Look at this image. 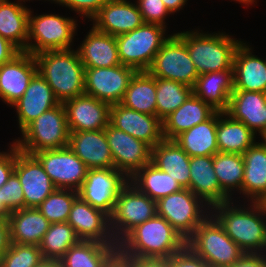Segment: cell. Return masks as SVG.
<instances>
[{"label":"cell","instance_id":"6da1fadb","mask_svg":"<svg viewBox=\"0 0 266 267\" xmlns=\"http://www.w3.org/2000/svg\"><path fill=\"white\" fill-rule=\"evenodd\" d=\"M245 203L214 205L210 215L245 253H266V203Z\"/></svg>","mask_w":266,"mask_h":267},{"label":"cell","instance_id":"7a4b0ae2","mask_svg":"<svg viewBox=\"0 0 266 267\" xmlns=\"http://www.w3.org/2000/svg\"><path fill=\"white\" fill-rule=\"evenodd\" d=\"M34 57L38 73L60 103L85 94V67L77 49L44 51Z\"/></svg>","mask_w":266,"mask_h":267},{"label":"cell","instance_id":"3957f363","mask_svg":"<svg viewBox=\"0 0 266 267\" xmlns=\"http://www.w3.org/2000/svg\"><path fill=\"white\" fill-rule=\"evenodd\" d=\"M186 44L189 56L198 75L233 71L234 56L237 48L243 42L225 32L203 33L196 30L176 33Z\"/></svg>","mask_w":266,"mask_h":267},{"label":"cell","instance_id":"277c9868","mask_svg":"<svg viewBox=\"0 0 266 267\" xmlns=\"http://www.w3.org/2000/svg\"><path fill=\"white\" fill-rule=\"evenodd\" d=\"M20 134L21 138L15 139L13 143L19 150L28 154L68 146L70 132L63 103L45 111Z\"/></svg>","mask_w":266,"mask_h":267},{"label":"cell","instance_id":"5b68a950","mask_svg":"<svg viewBox=\"0 0 266 267\" xmlns=\"http://www.w3.org/2000/svg\"><path fill=\"white\" fill-rule=\"evenodd\" d=\"M186 245L211 267H232L245 254L211 215L195 229Z\"/></svg>","mask_w":266,"mask_h":267},{"label":"cell","instance_id":"8992f818","mask_svg":"<svg viewBox=\"0 0 266 267\" xmlns=\"http://www.w3.org/2000/svg\"><path fill=\"white\" fill-rule=\"evenodd\" d=\"M77 20L60 14L34 15L30 10L26 52L71 49L77 31ZM33 42V43H32Z\"/></svg>","mask_w":266,"mask_h":267},{"label":"cell","instance_id":"52a82bcc","mask_svg":"<svg viewBox=\"0 0 266 267\" xmlns=\"http://www.w3.org/2000/svg\"><path fill=\"white\" fill-rule=\"evenodd\" d=\"M166 30L158 24L144 23L131 32L116 36L120 63L137 72L147 71L170 36L165 33Z\"/></svg>","mask_w":266,"mask_h":267},{"label":"cell","instance_id":"ba28073f","mask_svg":"<svg viewBox=\"0 0 266 267\" xmlns=\"http://www.w3.org/2000/svg\"><path fill=\"white\" fill-rule=\"evenodd\" d=\"M156 208L157 215L166 219L185 241L210 215V207L188 188L160 198Z\"/></svg>","mask_w":266,"mask_h":267},{"label":"cell","instance_id":"9c48e42d","mask_svg":"<svg viewBox=\"0 0 266 267\" xmlns=\"http://www.w3.org/2000/svg\"><path fill=\"white\" fill-rule=\"evenodd\" d=\"M147 72L155 78L169 79L192 88L199 76L185 42L176 33L162 44Z\"/></svg>","mask_w":266,"mask_h":267},{"label":"cell","instance_id":"30bf717a","mask_svg":"<svg viewBox=\"0 0 266 267\" xmlns=\"http://www.w3.org/2000/svg\"><path fill=\"white\" fill-rule=\"evenodd\" d=\"M147 257H171L186 246V241L159 215L136 226L128 233Z\"/></svg>","mask_w":266,"mask_h":267},{"label":"cell","instance_id":"8fae6325","mask_svg":"<svg viewBox=\"0 0 266 267\" xmlns=\"http://www.w3.org/2000/svg\"><path fill=\"white\" fill-rule=\"evenodd\" d=\"M157 214L156 201L128 182L120 191L110 215V229L128 234Z\"/></svg>","mask_w":266,"mask_h":267},{"label":"cell","instance_id":"7c38bea8","mask_svg":"<svg viewBox=\"0 0 266 267\" xmlns=\"http://www.w3.org/2000/svg\"><path fill=\"white\" fill-rule=\"evenodd\" d=\"M128 182L129 179L115 168L88 169L77 192L82 200L110 216L120 191Z\"/></svg>","mask_w":266,"mask_h":267},{"label":"cell","instance_id":"4fadbf2b","mask_svg":"<svg viewBox=\"0 0 266 267\" xmlns=\"http://www.w3.org/2000/svg\"><path fill=\"white\" fill-rule=\"evenodd\" d=\"M33 155L40 161L57 189L78 191L85 181L88 168L68 146L42 150Z\"/></svg>","mask_w":266,"mask_h":267},{"label":"cell","instance_id":"5bb4252c","mask_svg":"<svg viewBox=\"0 0 266 267\" xmlns=\"http://www.w3.org/2000/svg\"><path fill=\"white\" fill-rule=\"evenodd\" d=\"M137 71L125 65L85 69L86 95L112 104L121 103L130 80Z\"/></svg>","mask_w":266,"mask_h":267},{"label":"cell","instance_id":"9a60e30c","mask_svg":"<svg viewBox=\"0 0 266 267\" xmlns=\"http://www.w3.org/2000/svg\"><path fill=\"white\" fill-rule=\"evenodd\" d=\"M105 135L113 157L114 168L130 179L138 170L151 162V147L112 126L105 128Z\"/></svg>","mask_w":266,"mask_h":267},{"label":"cell","instance_id":"2e32d148","mask_svg":"<svg viewBox=\"0 0 266 267\" xmlns=\"http://www.w3.org/2000/svg\"><path fill=\"white\" fill-rule=\"evenodd\" d=\"M89 242L103 267H138L148 258L129 234L109 231Z\"/></svg>","mask_w":266,"mask_h":267},{"label":"cell","instance_id":"e0dca14e","mask_svg":"<svg viewBox=\"0 0 266 267\" xmlns=\"http://www.w3.org/2000/svg\"><path fill=\"white\" fill-rule=\"evenodd\" d=\"M24 192L25 208H37L57 187L32 154L22 152L15 145V168Z\"/></svg>","mask_w":266,"mask_h":267},{"label":"cell","instance_id":"ac0fdd59","mask_svg":"<svg viewBox=\"0 0 266 267\" xmlns=\"http://www.w3.org/2000/svg\"><path fill=\"white\" fill-rule=\"evenodd\" d=\"M109 123L115 128L145 142L151 148L164 139L163 124L156 115L135 111L121 103L111 105Z\"/></svg>","mask_w":266,"mask_h":267},{"label":"cell","instance_id":"d6986e66","mask_svg":"<svg viewBox=\"0 0 266 267\" xmlns=\"http://www.w3.org/2000/svg\"><path fill=\"white\" fill-rule=\"evenodd\" d=\"M63 105L69 132L103 130L109 124L111 105L95 97L83 94Z\"/></svg>","mask_w":266,"mask_h":267},{"label":"cell","instance_id":"ffe728a7","mask_svg":"<svg viewBox=\"0 0 266 267\" xmlns=\"http://www.w3.org/2000/svg\"><path fill=\"white\" fill-rule=\"evenodd\" d=\"M38 72L34 55L21 51L11 61L0 66V99L12 106L25 93Z\"/></svg>","mask_w":266,"mask_h":267},{"label":"cell","instance_id":"44dd1931","mask_svg":"<svg viewBox=\"0 0 266 267\" xmlns=\"http://www.w3.org/2000/svg\"><path fill=\"white\" fill-rule=\"evenodd\" d=\"M91 21L97 30L115 37L145 23L136 2L128 0H109Z\"/></svg>","mask_w":266,"mask_h":267},{"label":"cell","instance_id":"7402d4cb","mask_svg":"<svg viewBox=\"0 0 266 267\" xmlns=\"http://www.w3.org/2000/svg\"><path fill=\"white\" fill-rule=\"evenodd\" d=\"M59 103L52 88L37 72L31 79L24 95L11 106L16 109L20 132L45 111Z\"/></svg>","mask_w":266,"mask_h":267},{"label":"cell","instance_id":"603a6c76","mask_svg":"<svg viewBox=\"0 0 266 267\" xmlns=\"http://www.w3.org/2000/svg\"><path fill=\"white\" fill-rule=\"evenodd\" d=\"M68 147L82 160L88 169L114 168L105 129L70 132Z\"/></svg>","mask_w":266,"mask_h":267},{"label":"cell","instance_id":"cb8c5ba5","mask_svg":"<svg viewBox=\"0 0 266 267\" xmlns=\"http://www.w3.org/2000/svg\"><path fill=\"white\" fill-rule=\"evenodd\" d=\"M225 112L261 138L266 134V93L234 90Z\"/></svg>","mask_w":266,"mask_h":267},{"label":"cell","instance_id":"d4e9b609","mask_svg":"<svg viewBox=\"0 0 266 267\" xmlns=\"http://www.w3.org/2000/svg\"><path fill=\"white\" fill-rule=\"evenodd\" d=\"M250 44L239 45L234 56V90L266 93V60L253 54Z\"/></svg>","mask_w":266,"mask_h":267},{"label":"cell","instance_id":"484cf974","mask_svg":"<svg viewBox=\"0 0 266 267\" xmlns=\"http://www.w3.org/2000/svg\"><path fill=\"white\" fill-rule=\"evenodd\" d=\"M189 189L210 208L232 201L221 189L213 167V156L190 157Z\"/></svg>","mask_w":266,"mask_h":267},{"label":"cell","instance_id":"4316f807","mask_svg":"<svg viewBox=\"0 0 266 267\" xmlns=\"http://www.w3.org/2000/svg\"><path fill=\"white\" fill-rule=\"evenodd\" d=\"M81 42L77 51L85 69L108 68L121 64L115 36L92 26Z\"/></svg>","mask_w":266,"mask_h":267},{"label":"cell","instance_id":"83f0119b","mask_svg":"<svg viewBox=\"0 0 266 267\" xmlns=\"http://www.w3.org/2000/svg\"><path fill=\"white\" fill-rule=\"evenodd\" d=\"M244 179L241 193L246 202L266 203V145L256 142L243 154Z\"/></svg>","mask_w":266,"mask_h":267},{"label":"cell","instance_id":"f1b7e54d","mask_svg":"<svg viewBox=\"0 0 266 267\" xmlns=\"http://www.w3.org/2000/svg\"><path fill=\"white\" fill-rule=\"evenodd\" d=\"M216 110L192 93L188 99L163 121L164 139L174 140L181 133L208 120Z\"/></svg>","mask_w":266,"mask_h":267},{"label":"cell","instance_id":"f546056e","mask_svg":"<svg viewBox=\"0 0 266 267\" xmlns=\"http://www.w3.org/2000/svg\"><path fill=\"white\" fill-rule=\"evenodd\" d=\"M151 163L182 186H190V156L175 142L163 139L151 149Z\"/></svg>","mask_w":266,"mask_h":267},{"label":"cell","instance_id":"4dcf8cb0","mask_svg":"<svg viewBox=\"0 0 266 267\" xmlns=\"http://www.w3.org/2000/svg\"><path fill=\"white\" fill-rule=\"evenodd\" d=\"M67 222L73 227L80 240L106 235L110 229V216L92 207L79 196L74 200Z\"/></svg>","mask_w":266,"mask_h":267},{"label":"cell","instance_id":"1f68e13d","mask_svg":"<svg viewBox=\"0 0 266 267\" xmlns=\"http://www.w3.org/2000/svg\"><path fill=\"white\" fill-rule=\"evenodd\" d=\"M234 91L233 71H217L200 74L193 87V93L216 111L228 109L230 96Z\"/></svg>","mask_w":266,"mask_h":267},{"label":"cell","instance_id":"d6a6232c","mask_svg":"<svg viewBox=\"0 0 266 267\" xmlns=\"http://www.w3.org/2000/svg\"><path fill=\"white\" fill-rule=\"evenodd\" d=\"M11 243L39 246L50 222L37 208H23L9 215Z\"/></svg>","mask_w":266,"mask_h":267},{"label":"cell","instance_id":"836d02e7","mask_svg":"<svg viewBox=\"0 0 266 267\" xmlns=\"http://www.w3.org/2000/svg\"><path fill=\"white\" fill-rule=\"evenodd\" d=\"M16 2L0 0V36L26 52L30 9Z\"/></svg>","mask_w":266,"mask_h":267},{"label":"cell","instance_id":"e575fe53","mask_svg":"<svg viewBox=\"0 0 266 267\" xmlns=\"http://www.w3.org/2000/svg\"><path fill=\"white\" fill-rule=\"evenodd\" d=\"M217 147L219 152L243 154L256 143V134L225 111H218Z\"/></svg>","mask_w":266,"mask_h":267},{"label":"cell","instance_id":"d590c367","mask_svg":"<svg viewBox=\"0 0 266 267\" xmlns=\"http://www.w3.org/2000/svg\"><path fill=\"white\" fill-rule=\"evenodd\" d=\"M218 111L208 120L178 135L175 142L190 156H213L217 147Z\"/></svg>","mask_w":266,"mask_h":267},{"label":"cell","instance_id":"8d00e7d4","mask_svg":"<svg viewBox=\"0 0 266 267\" xmlns=\"http://www.w3.org/2000/svg\"><path fill=\"white\" fill-rule=\"evenodd\" d=\"M129 182L155 201L183 189L176 179L151 162L138 170L129 179Z\"/></svg>","mask_w":266,"mask_h":267},{"label":"cell","instance_id":"74e56055","mask_svg":"<svg viewBox=\"0 0 266 267\" xmlns=\"http://www.w3.org/2000/svg\"><path fill=\"white\" fill-rule=\"evenodd\" d=\"M121 104L141 113L156 115V78L147 71L136 72Z\"/></svg>","mask_w":266,"mask_h":267},{"label":"cell","instance_id":"f35d334b","mask_svg":"<svg viewBox=\"0 0 266 267\" xmlns=\"http://www.w3.org/2000/svg\"><path fill=\"white\" fill-rule=\"evenodd\" d=\"M213 167L222 191L231 200H234L232 195L235 191L241 195L244 179L243 155L217 152L213 155Z\"/></svg>","mask_w":266,"mask_h":267},{"label":"cell","instance_id":"ab89813d","mask_svg":"<svg viewBox=\"0 0 266 267\" xmlns=\"http://www.w3.org/2000/svg\"><path fill=\"white\" fill-rule=\"evenodd\" d=\"M80 241L75 230L68 222L50 223L43 236L39 249L44 259L60 261L65 252Z\"/></svg>","mask_w":266,"mask_h":267},{"label":"cell","instance_id":"60d3db41","mask_svg":"<svg viewBox=\"0 0 266 267\" xmlns=\"http://www.w3.org/2000/svg\"><path fill=\"white\" fill-rule=\"evenodd\" d=\"M193 93V88L169 79L156 78V116L163 121Z\"/></svg>","mask_w":266,"mask_h":267},{"label":"cell","instance_id":"b9f144b4","mask_svg":"<svg viewBox=\"0 0 266 267\" xmlns=\"http://www.w3.org/2000/svg\"><path fill=\"white\" fill-rule=\"evenodd\" d=\"M78 192L70 189H56L37 209L50 222H67L74 200Z\"/></svg>","mask_w":266,"mask_h":267},{"label":"cell","instance_id":"7bdbcfd3","mask_svg":"<svg viewBox=\"0 0 266 267\" xmlns=\"http://www.w3.org/2000/svg\"><path fill=\"white\" fill-rule=\"evenodd\" d=\"M43 259L39 246L11 243L0 260V267H35Z\"/></svg>","mask_w":266,"mask_h":267},{"label":"cell","instance_id":"ee69618b","mask_svg":"<svg viewBox=\"0 0 266 267\" xmlns=\"http://www.w3.org/2000/svg\"><path fill=\"white\" fill-rule=\"evenodd\" d=\"M62 267H103L89 241L80 240L71 246L60 260Z\"/></svg>","mask_w":266,"mask_h":267},{"label":"cell","instance_id":"f6af8a7d","mask_svg":"<svg viewBox=\"0 0 266 267\" xmlns=\"http://www.w3.org/2000/svg\"><path fill=\"white\" fill-rule=\"evenodd\" d=\"M0 200L10 212L25 208L24 192L14 172L0 188Z\"/></svg>","mask_w":266,"mask_h":267},{"label":"cell","instance_id":"bcb514c9","mask_svg":"<svg viewBox=\"0 0 266 267\" xmlns=\"http://www.w3.org/2000/svg\"><path fill=\"white\" fill-rule=\"evenodd\" d=\"M136 4L145 23L166 26L165 19L170 16L162 0H137Z\"/></svg>","mask_w":266,"mask_h":267},{"label":"cell","instance_id":"7dc6e473","mask_svg":"<svg viewBox=\"0 0 266 267\" xmlns=\"http://www.w3.org/2000/svg\"><path fill=\"white\" fill-rule=\"evenodd\" d=\"M109 0H60L59 5L68 7L71 11L78 13L80 17L89 21L99 12L100 8Z\"/></svg>","mask_w":266,"mask_h":267},{"label":"cell","instance_id":"c3c4849f","mask_svg":"<svg viewBox=\"0 0 266 267\" xmlns=\"http://www.w3.org/2000/svg\"><path fill=\"white\" fill-rule=\"evenodd\" d=\"M171 267H211L197 256L187 245L171 256Z\"/></svg>","mask_w":266,"mask_h":267},{"label":"cell","instance_id":"681fc988","mask_svg":"<svg viewBox=\"0 0 266 267\" xmlns=\"http://www.w3.org/2000/svg\"><path fill=\"white\" fill-rule=\"evenodd\" d=\"M7 151L0 152V188L8 181L15 168V144H9Z\"/></svg>","mask_w":266,"mask_h":267},{"label":"cell","instance_id":"f907efd6","mask_svg":"<svg viewBox=\"0 0 266 267\" xmlns=\"http://www.w3.org/2000/svg\"><path fill=\"white\" fill-rule=\"evenodd\" d=\"M232 267H266V253H245Z\"/></svg>","mask_w":266,"mask_h":267},{"label":"cell","instance_id":"816d5d0a","mask_svg":"<svg viewBox=\"0 0 266 267\" xmlns=\"http://www.w3.org/2000/svg\"><path fill=\"white\" fill-rule=\"evenodd\" d=\"M20 52L15 45L0 36V66L11 61Z\"/></svg>","mask_w":266,"mask_h":267},{"label":"cell","instance_id":"f5cc1de1","mask_svg":"<svg viewBox=\"0 0 266 267\" xmlns=\"http://www.w3.org/2000/svg\"><path fill=\"white\" fill-rule=\"evenodd\" d=\"M11 238H10V226L9 220L0 219V260L6 251L10 248Z\"/></svg>","mask_w":266,"mask_h":267},{"label":"cell","instance_id":"db71d44e","mask_svg":"<svg viewBox=\"0 0 266 267\" xmlns=\"http://www.w3.org/2000/svg\"><path fill=\"white\" fill-rule=\"evenodd\" d=\"M138 267H171V257H148Z\"/></svg>","mask_w":266,"mask_h":267},{"label":"cell","instance_id":"11a10c76","mask_svg":"<svg viewBox=\"0 0 266 267\" xmlns=\"http://www.w3.org/2000/svg\"><path fill=\"white\" fill-rule=\"evenodd\" d=\"M171 14L183 9L188 0H162Z\"/></svg>","mask_w":266,"mask_h":267},{"label":"cell","instance_id":"9f6ffc18","mask_svg":"<svg viewBox=\"0 0 266 267\" xmlns=\"http://www.w3.org/2000/svg\"><path fill=\"white\" fill-rule=\"evenodd\" d=\"M35 267H62V264L57 260L43 259Z\"/></svg>","mask_w":266,"mask_h":267},{"label":"cell","instance_id":"6f0895ef","mask_svg":"<svg viewBox=\"0 0 266 267\" xmlns=\"http://www.w3.org/2000/svg\"><path fill=\"white\" fill-rule=\"evenodd\" d=\"M10 211L2 204L0 200V219H7L9 218Z\"/></svg>","mask_w":266,"mask_h":267},{"label":"cell","instance_id":"680465c9","mask_svg":"<svg viewBox=\"0 0 266 267\" xmlns=\"http://www.w3.org/2000/svg\"><path fill=\"white\" fill-rule=\"evenodd\" d=\"M232 1V0H231ZM233 1H237L238 3H243L245 5H252L254 4V2H256V0H233Z\"/></svg>","mask_w":266,"mask_h":267},{"label":"cell","instance_id":"91938a15","mask_svg":"<svg viewBox=\"0 0 266 267\" xmlns=\"http://www.w3.org/2000/svg\"><path fill=\"white\" fill-rule=\"evenodd\" d=\"M21 1H23L24 3H26L25 1H28V0H21ZM29 1H30V0H29ZM39 1H40V0H39ZM45 1H47V0H45ZM48 1H50L51 3H52V1H53V3H55V4L58 5V3H59L60 0H48Z\"/></svg>","mask_w":266,"mask_h":267},{"label":"cell","instance_id":"94428289","mask_svg":"<svg viewBox=\"0 0 266 267\" xmlns=\"http://www.w3.org/2000/svg\"><path fill=\"white\" fill-rule=\"evenodd\" d=\"M263 141V143L266 145V134L262 137L261 139Z\"/></svg>","mask_w":266,"mask_h":267}]
</instances>
